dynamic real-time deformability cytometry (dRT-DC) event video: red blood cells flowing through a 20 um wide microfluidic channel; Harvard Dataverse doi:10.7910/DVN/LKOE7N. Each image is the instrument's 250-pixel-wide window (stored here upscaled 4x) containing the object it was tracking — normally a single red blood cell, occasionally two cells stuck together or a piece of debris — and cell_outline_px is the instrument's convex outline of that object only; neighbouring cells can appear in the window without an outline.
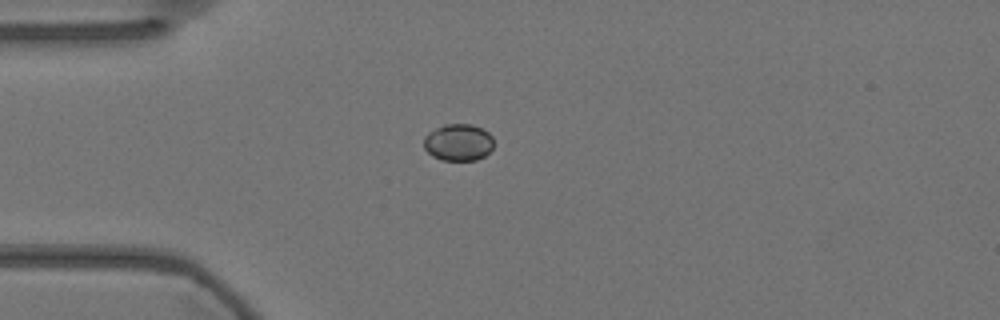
{"species": "Egyptian fruit bat (a non-hibernating species)", "species_latin": "Rousettus aegyptiacus", "temperature_condition": "warm", "stored_images_in_passage": 43, "camera_frame_rate_fps": 3000, "um_per_image_px": 0.085, "animal": {"sex": "female"}, "frame": {"image": 1, "passage_image": 1, "time_ms": 0.0, "image_size_px": [1000, 320], "cell_outline_px": [[492, 148], [484, 156], [476, 160], [440, 160], [432, 156], [424, 148], [424, 136], [428, 132], [444, 124], [472, 124], [488, 132], [492, 136]], "centroid_in_image_um": [38.93, 12.1], "position_along_channel_um": 46.1, "area_um2": 15.03}}
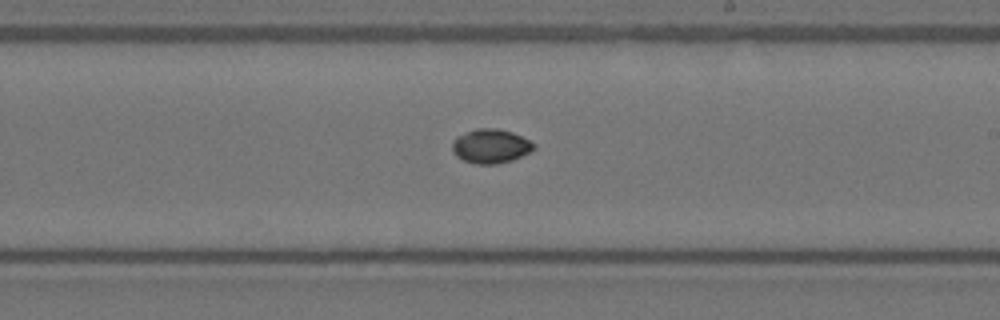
{"frame": {"image": 2, "passage_image": 19, "time_ms": 6.0, "image_size_px": [1000, 320], "cell_outline_px": [[536, 148], [512, 160], [496, 164], [476, 164], [464, 160], [456, 156], [452, 148], [452, 140], [456, 136], [476, 128], [496, 128], [512, 132], [536, 144]], "centroid_in_image_um": [41.68, 12.41], "position_along_channel_um": 247.3, "area_um2": 16.18}}
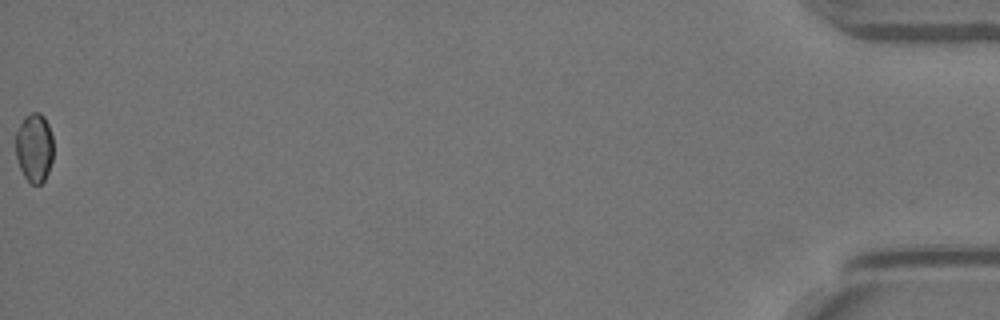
{"frame": {"image": 3, "passage_image": 43, "time_ms": 14.0, "image_size_px": [1000, 320], "cell_outline_px": [[52, 160], [48, 172], [44, 180], [40, 184], [32, 184], [24, 176], [20, 168], [16, 156], [16, 132], [24, 116], [32, 112], [40, 112], [44, 116], [48, 124], [52, 136]], "centroid_in_image_um": [2.91, 12.53], "position_along_channel_um": 432.3, "area_um2": 15.09}, "authors_computed_cell_mechanics": {"area_um2": 15.4326, "velocity_mm_per_s": 3.6052, "shape_relaxation_time_tau1_ms": 3.3979, "shape_relaxation_time_tau2_ms": null, "deformation_change_tau1": 0.0957, "deformation_change_tau2": null}}